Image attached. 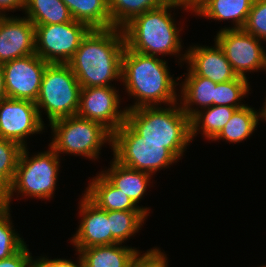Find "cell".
Returning a JSON list of instances; mask_svg holds the SVG:
<instances>
[{
    "label": "cell",
    "instance_id": "obj_1",
    "mask_svg": "<svg viewBox=\"0 0 266 267\" xmlns=\"http://www.w3.org/2000/svg\"><path fill=\"white\" fill-rule=\"evenodd\" d=\"M161 58L142 54L125 46L121 81L125 86V93L135 99L133 105L125 107L127 110L163 104L168 106L178 102L176 86L181 77L174 80L169 72L168 62Z\"/></svg>",
    "mask_w": 266,
    "mask_h": 267
},
{
    "label": "cell",
    "instance_id": "obj_2",
    "mask_svg": "<svg viewBox=\"0 0 266 267\" xmlns=\"http://www.w3.org/2000/svg\"><path fill=\"white\" fill-rule=\"evenodd\" d=\"M125 39L122 29H91L68 63L81 88L121 82Z\"/></svg>",
    "mask_w": 266,
    "mask_h": 267
},
{
    "label": "cell",
    "instance_id": "obj_3",
    "mask_svg": "<svg viewBox=\"0 0 266 267\" xmlns=\"http://www.w3.org/2000/svg\"><path fill=\"white\" fill-rule=\"evenodd\" d=\"M172 8L188 11L180 0H170L165 5L146 11L132 19L122 28L125 46L146 55L179 56L178 63L182 67L181 63H185L186 60V52L181 53L184 48L180 37L182 28H177L175 23L177 21L171 14Z\"/></svg>",
    "mask_w": 266,
    "mask_h": 267
},
{
    "label": "cell",
    "instance_id": "obj_4",
    "mask_svg": "<svg viewBox=\"0 0 266 267\" xmlns=\"http://www.w3.org/2000/svg\"><path fill=\"white\" fill-rule=\"evenodd\" d=\"M125 121L145 142L165 144V148L178 160H181L192 141L190 118L182 110L179 102L165 107L127 110Z\"/></svg>",
    "mask_w": 266,
    "mask_h": 267
},
{
    "label": "cell",
    "instance_id": "obj_5",
    "mask_svg": "<svg viewBox=\"0 0 266 267\" xmlns=\"http://www.w3.org/2000/svg\"><path fill=\"white\" fill-rule=\"evenodd\" d=\"M29 153L27 147L22 148L10 185L7 202L9 208L14 193H17V197L42 200H49L55 194L60 170V156L50 146L48 151L35 153L32 157Z\"/></svg>",
    "mask_w": 266,
    "mask_h": 267
},
{
    "label": "cell",
    "instance_id": "obj_6",
    "mask_svg": "<svg viewBox=\"0 0 266 267\" xmlns=\"http://www.w3.org/2000/svg\"><path fill=\"white\" fill-rule=\"evenodd\" d=\"M52 130L50 146L61 154L98 160L104 144L112 146V133L102 124L77 115L57 119L49 124Z\"/></svg>",
    "mask_w": 266,
    "mask_h": 267
},
{
    "label": "cell",
    "instance_id": "obj_7",
    "mask_svg": "<svg viewBox=\"0 0 266 267\" xmlns=\"http://www.w3.org/2000/svg\"><path fill=\"white\" fill-rule=\"evenodd\" d=\"M80 91L81 85L69 64L48 63L35 101L41 121L44 123V111L49 124L57 119L76 115Z\"/></svg>",
    "mask_w": 266,
    "mask_h": 267
},
{
    "label": "cell",
    "instance_id": "obj_8",
    "mask_svg": "<svg viewBox=\"0 0 266 267\" xmlns=\"http://www.w3.org/2000/svg\"><path fill=\"white\" fill-rule=\"evenodd\" d=\"M110 148L117 162L150 175L179 161L165 144L145 142L126 121L112 134Z\"/></svg>",
    "mask_w": 266,
    "mask_h": 267
},
{
    "label": "cell",
    "instance_id": "obj_9",
    "mask_svg": "<svg viewBox=\"0 0 266 267\" xmlns=\"http://www.w3.org/2000/svg\"><path fill=\"white\" fill-rule=\"evenodd\" d=\"M91 28L79 21L35 25V53L47 63L68 64Z\"/></svg>",
    "mask_w": 266,
    "mask_h": 267
},
{
    "label": "cell",
    "instance_id": "obj_10",
    "mask_svg": "<svg viewBox=\"0 0 266 267\" xmlns=\"http://www.w3.org/2000/svg\"><path fill=\"white\" fill-rule=\"evenodd\" d=\"M214 41L222 48L237 76L249 79L246 73L264 70L263 41L244 29H220Z\"/></svg>",
    "mask_w": 266,
    "mask_h": 267
},
{
    "label": "cell",
    "instance_id": "obj_11",
    "mask_svg": "<svg viewBox=\"0 0 266 267\" xmlns=\"http://www.w3.org/2000/svg\"><path fill=\"white\" fill-rule=\"evenodd\" d=\"M114 86L81 88L77 116L98 122L112 134L126 119L127 109L120 107L119 89Z\"/></svg>",
    "mask_w": 266,
    "mask_h": 267
},
{
    "label": "cell",
    "instance_id": "obj_12",
    "mask_svg": "<svg viewBox=\"0 0 266 267\" xmlns=\"http://www.w3.org/2000/svg\"><path fill=\"white\" fill-rule=\"evenodd\" d=\"M44 128L35 102L11 98L0 101V138L28 147L26 138L40 134Z\"/></svg>",
    "mask_w": 266,
    "mask_h": 267
},
{
    "label": "cell",
    "instance_id": "obj_13",
    "mask_svg": "<svg viewBox=\"0 0 266 267\" xmlns=\"http://www.w3.org/2000/svg\"><path fill=\"white\" fill-rule=\"evenodd\" d=\"M47 64L36 53L2 64L7 98L35 102Z\"/></svg>",
    "mask_w": 266,
    "mask_h": 267
},
{
    "label": "cell",
    "instance_id": "obj_14",
    "mask_svg": "<svg viewBox=\"0 0 266 267\" xmlns=\"http://www.w3.org/2000/svg\"><path fill=\"white\" fill-rule=\"evenodd\" d=\"M79 216L82 217L70 241L76 249L111 245L112 233L108 211L99 208L84 193L79 202Z\"/></svg>",
    "mask_w": 266,
    "mask_h": 267
},
{
    "label": "cell",
    "instance_id": "obj_15",
    "mask_svg": "<svg viewBox=\"0 0 266 267\" xmlns=\"http://www.w3.org/2000/svg\"><path fill=\"white\" fill-rule=\"evenodd\" d=\"M35 54V25L25 16L0 19V64Z\"/></svg>",
    "mask_w": 266,
    "mask_h": 267
},
{
    "label": "cell",
    "instance_id": "obj_16",
    "mask_svg": "<svg viewBox=\"0 0 266 267\" xmlns=\"http://www.w3.org/2000/svg\"><path fill=\"white\" fill-rule=\"evenodd\" d=\"M215 46H191L185 50L189 68L195 75L208 78L215 83H223L238 76L227 60L222 48L214 41Z\"/></svg>",
    "mask_w": 266,
    "mask_h": 267
},
{
    "label": "cell",
    "instance_id": "obj_17",
    "mask_svg": "<svg viewBox=\"0 0 266 267\" xmlns=\"http://www.w3.org/2000/svg\"><path fill=\"white\" fill-rule=\"evenodd\" d=\"M110 162V167L106 170H102L100 173L116 188L121 189V191L128 195V197L143 210L148 216L150 209L148 207L139 206L141 199L147 192V187L153 182H151L152 175L126 167L114 158ZM138 203V204H137Z\"/></svg>",
    "mask_w": 266,
    "mask_h": 267
},
{
    "label": "cell",
    "instance_id": "obj_18",
    "mask_svg": "<svg viewBox=\"0 0 266 267\" xmlns=\"http://www.w3.org/2000/svg\"><path fill=\"white\" fill-rule=\"evenodd\" d=\"M180 83L179 104L191 119L199 110L215 105L216 84L208 78L195 75L189 68ZM194 105V106H193ZM193 106V107H192ZM200 108V109H199Z\"/></svg>",
    "mask_w": 266,
    "mask_h": 267
},
{
    "label": "cell",
    "instance_id": "obj_19",
    "mask_svg": "<svg viewBox=\"0 0 266 267\" xmlns=\"http://www.w3.org/2000/svg\"><path fill=\"white\" fill-rule=\"evenodd\" d=\"M75 250L85 267H132L142 253L135 247L122 246V243Z\"/></svg>",
    "mask_w": 266,
    "mask_h": 267
},
{
    "label": "cell",
    "instance_id": "obj_20",
    "mask_svg": "<svg viewBox=\"0 0 266 267\" xmlns=\"http://www.w3.org/2000/svg\"><path fill=\"white\" fill-rule=\"evenodd\" d=\"M254 0H205L193 13L218 21L231 20L234 26L222 29H243Z\"/></svg>",
    "mask_w": 266,
    "mask_h": 267
},
{
    "label": "cell",
    "instance_id": "obj_21",
    "mask_svg": "<svg viewBox=\"0 0 266 267\" xmlns=\"http://www.w3.org/2000/svg\"><path fill=\"white\" fill-rule=\"evenodd\" d=\"M89 183L84 194L99 208L106 211L141 210L128 195L113 186L100 172Z\"/></svg>",
    "mask_w": 266,
    "mask_h": 267
},
{
    "label": "cell",
    "instance_id": "obj_22",
    "mask_svg": "<svg viewBox=\"0 0 266 267\" xmlns=\"http://www.w3.org/2000/svg\"><path fill=\"white\" fill-rule=\"evenodd\" d=\"M73 20L87 24L91 29L113 27L108 0H62Z\"/></svg>",
    "mask_w": 266,
    "mask_h": 267
},
{
    "label": "cell",
    "instance_id": "obj_23",
    "mask_svg": "<svg viewBox=\"0 0 266 267\" xmlns=\"http://www.w3.org/2000/svg\"><path fill=\"white\" fill-rule=\"evenodd\" d=\"M239 108L229 106H210L199 110L191 119V140L198 132L207 140H213L228 123L234 112ZM203 132V133H202Z\"/></svg>",
    "mask_w": 266,
    "mask_h": 267
},
{
    "label": "cell",
    "instance_id": "obj_24",
    "mask_svg": "<svg viewBox=\"0 0 266 267\" xmlns=\"http://www.w3.org/2000/svg\"><path fill=\"white\" fill-rule=\"evenodd\" d=\"M34 25L62 24L73 21L62 0H26L23 10Z\"/></svg>",
    "mask_w": 266,
    "mask_h": 267
},
{
    "label": "cell",
    "instance_id": "obj_25",
    "mask_svg": "<svg viewBox=\"0 0 266 267\" xmlns=\"http://www.w3.org/2000/svg\"><path fill=\"white\" fill-rule=\"evenodd\" d=\"M258 125V110L246 104L234 112L228 123L212 141L223 140L234 144L242 142L250 138Z\"/></svg>",
    "mask_w": 266,
    "mask_h": 267
},
{
    "label": "cell",
    "instance_id": "obj_26",
    "mask_svg": "<svg viewBox=\"0 0 266 267\" xmlns=\"http://www.w3.org/2000/svg\"><path fill=\"white\" fill-rule=\"evenodd\" d=\"M148 215L143 210L108 211L112 244L125 243L141 230ZM129 238V239H128Z\"/></svg>",
    "mask_w": 266,
    "mask_h": 267
},
{
    "label": "cell",
    "instance_id": "obj_27",
    "mask_svg": "<svg viewBox=\"0 0 266 267\" xmlns=\"http://www.w3.org/2000/svg\"><path fill=\"white\" fill-rule=\"evenodd\" d=\"M170 0H108L114 28L122 29L132 19L146 11L159 8Z\"/></svg>",
    "mask_w": 266,
    "mask_h": 267
},
{
    "label": "cell",
    "instance_id": "obj_28",
    "mask_svg": "<svg viewBox=\"0 0 266 267\" xmlns=\"http://www.w3.org/2000/svg\"><path fill=\"white\" fill-rule=\"evenodd\" d=\"M248 79L238 76L236 79L217 83L215 88V106H229L242 108L246 104L241 102L244 97H248L250 91Z\"/></svg>",
    "mask_w": 266,
    "mask_h": 267
},
{
    "label": "cell",
    "instance_id": "obj_29",
    "mask_svg": "<svg viewBox=\"0 0 266 267\" xmlns=\"http://www.w3.org/2000/svg\"><path fill=\"white\" fill-rule=\"evenodd\" d=\"M10 210L7 206L0 207V260L13 256L26 245L13 227Z\"/></svg>",
    "mask_w": 266,
    "mask_h": 267
},
{
    "label": "cell",
    "instance_id": "obj_30",
    "mask_svg": "<svg viewBox=\"0 0 266 267\" xmlns=\"http://www.w3.org/2000/svg\"><path fill=\"white\" fill-rule=\"evenodd\" d=\"M22 146L9 139L0 138V176L11 185Z\"/></svg>",
    "mask_w": 266,
    "mask_h": 267
},
{
    "label": "cell",
    "instance_id": "obj_31",
    "mask_svg": "<svg viewBox=\"0 0 266 267\" xmlns=\"http://www.w3.org/2000/svg\"><path fill=\"white\" fill-rule=\"evenodd\" d=\"M243 29L266 42V0H254Z\"/></svg>",
    "mask_w": 266,
    "mask_h": 267
},
{
    "label": "cell",
    "instance_id": "obj_32",
    "mask_svg": "<svg viewBox=\"0 0 266 267\" xmlns=\"http://www.w3.org/2000/svg\"><path fill=\"white\" fill-rule=\"evenodd\" d=\"M168 257L159 247L147 250L133 263L132 267H168Z\"/></svg>",
    "mask_w": 266,
    "mask_h": 267
},
{
    "label": "cell",
    "instance_id": "obj_33",
    "mask_svg": "<svg viewBox=\"0 0 266 267\" xmlns=\"http://www.w3.org/2000/svg\"><path fill=\"white\" fill-rule=\"evenodd\" d=\"M31 254L28 246L25 245L13 256L0 260V267H32L35 259Z\"/></svg>",
    "mask_w": 266,
    "mask_h": 267
},
{
    "label": "cell",
    "instance_id": "obj_34",
    "mask_svg": "<svg viewBox=\"0 0 266 267\" xmlns=\"http://www.w3.org/2000/svg\"><path fill=\"white\" fill-rule=\"evenodd\" d=\"M76 254H78L77 257V264L75 262L72 261V259L68 260L65 258H56V259H49V257H45L40 256L39 258L35 259V263L39 266V267H85L84 262L80 256V254L78 252H76Z\"/></svg>",
    "mask_w": 266,
    "mask_h": 267
},
{
    "label": "cell",
    "instance_id": "obj_35",
    "mask_svg": "<svg viewBox=\"0 0 266 267\" xmlns=\"http://www.w3.org/2000/svg\"><path fill=\"white\" fill-rule=\"evenodd\" d=\"M26 0H0V13L7 15V12H16L18 10H24ZM13 10V11H12Z\"/></svg>",
    "mask_w": 266,
    "mask_h": 267
},
{
    "label": "cell",
    "instance_id": "obj_36",
    "mask_svg": "<svg viewBox=\"0 0 266 267\" xmlns=\"http://www.w3.org/2000/svg\"><path fill=\"white\" fill-rule=\"evenodd\" d=\"M10 185L0 176V207L7 206Z\"/></svg>",
    "mask_w": 266,
    "mask_h": 267
},
{
    "label": "cell",
    "instance_id": "obj_37",
    "mask_svg": "<svg viewBox=\"0 0 266 267\" xmlns=\"http://www.w3.org/2000/svg\"><path fill=\"white\" fill-rule=\"evenodd\" d=\"M182 4L189 10L193 12L205 1V0H180Z\"/></svg>",
    "mask_w": 266,
    "mask_h": 267
},
{
    "label": "cell",
    "instance_id": "obj_38",
    "mask_svg": "<svg viewBox=\"0 0 266 267\" xmlns=\"http://www.w3.org/2000/svg\"><path fill=\"white\" fill-rule=\"evenodd\" d=\"M7 98L2 64H0V101Z\"/></svg>",
    "mask_w": 266,
    "mask_h": 267
},
{
    "label": "cell",
    "instance_id": "obj_39",
    "mask_svg": "<svg viewBox=\"0 0 266 267\" xmlns=\"http://www.w3.org/2000/svg\"><path fill=\"white\" fill-rule=\"evenodd\" d=\"M258 118H259V121L263 120L264 122L265 120L266 122V97H265V102L263 103V106L261 107V111L260 109L258 111Z\"/></svg>",
    "mask_w": 266,
    "mask_h": 267
},
{
    "label": "cell",
    "instance_id": "obj_40",
    "mask_svg": "<svg viewBox=\"0 0 266 267\" xmlns=\"http://www.w3.org/2000/svg\"><path fill=\"white\" fill-rule=\"evenodd\" d=\"M264 70L266 71V52H265V68Z\"/></svg>",
    "mask_w": 266,
    "mask_h": 267
},
{
    "label": "cell",
    "instance_id": "obj_41",
    "mask_svg": "<svg viewBox=\"0 0 266 267\" xmlns=\"http://www.w3.org/2000/svg\"><path fill=\"white\" fill-rule=\"evenodd\" d=\"M32 267H39L36 263Z\"/></svg>",
    "mask_w": 266,
    "mask_h": 267
}]
</instances>
